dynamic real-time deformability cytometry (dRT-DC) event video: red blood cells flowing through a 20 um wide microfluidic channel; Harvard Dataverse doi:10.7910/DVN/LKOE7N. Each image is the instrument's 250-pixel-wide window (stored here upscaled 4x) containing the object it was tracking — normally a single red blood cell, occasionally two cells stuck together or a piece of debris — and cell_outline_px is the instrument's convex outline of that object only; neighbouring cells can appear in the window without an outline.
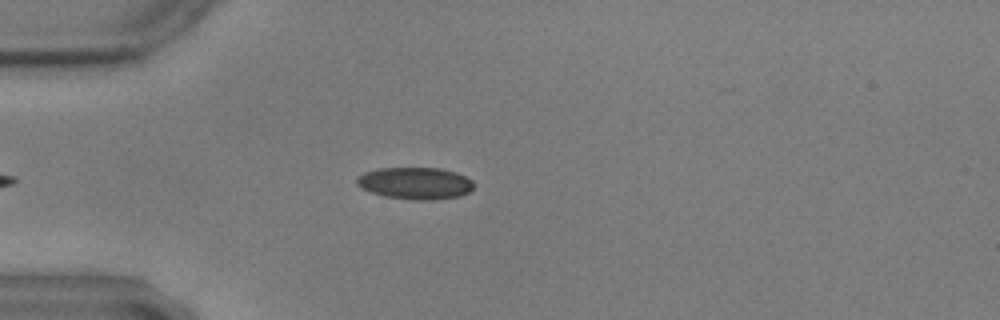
{"species": "common noctule bat (a hibernating species)", "species_latin": "Nyctalus noctula", "temperature_condition": "warm", "stored_images_in_passage": 42, "camera_frame_rate_fps": 3000, "um_per_image_px": 0.085, "animal": {"sex": "male", "body_mass_g": 17.9, "forearm_length_mm": 54.2}, "frame": {"image": 1, "passage_image": 4, "time_ms": 1.0, "image_size_px": [1000, 320], "cell_outline_px": [[472, 188], [468, 192], [460, 196], [432, 200], [416, 200], [384, 196], [360, 188], [356, 184], [356, 180], [364, 172], [380, 168], [440, 168], [456, 172], [472, 180]], "centroid_in_image_um": [35.28, 15.57], "position_along_channel_um": 49.7, "area_um2": 21.68}}
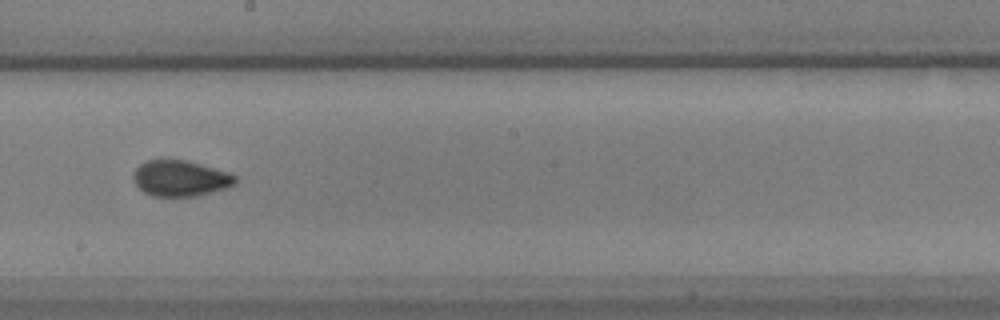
{"frame": {"image": 2, "passage_image": 21, "time_ms": 6.667, "image_size_px": [1000, 320], "cell_outline_px": [[236, 184], [224, 188], [196, 196], [152, 196], [144, 192], [136, 184], [132, 176], [132, 172], [140, 164], [148, 160], [188, 160], [228, 172], [236, 176]], "centroid_in_image_um": [15.31, 15.15], "position_along_channel_um": 232.9, "area_um2": 21.21}}
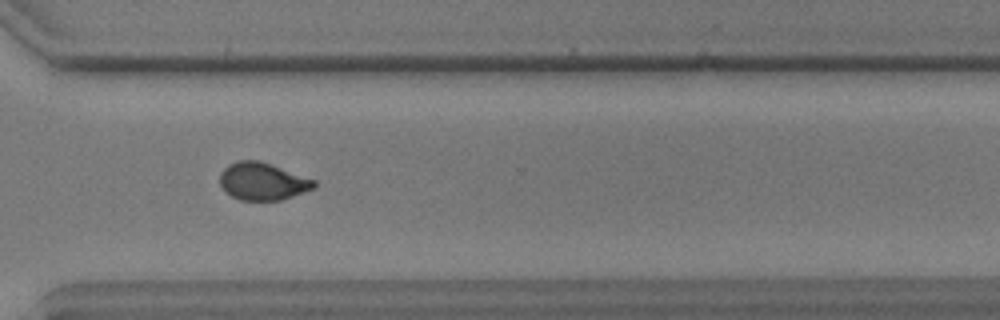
{"frame": {"image": 3, "passage_image": 31, "time_ms": 10.0, "image_size_px": [1000, 320], "cell_outline_px": [[316, 188], [280, 200], [240, 200], [224, 192], [220, 184], [220, 172], [228, 164], [236, 160], [260, 160], [316, 180]], "centroid_in_image_um": [22.3, 15.4], "position_along_channel_um": 348.3, "area_um2": 20.75}}